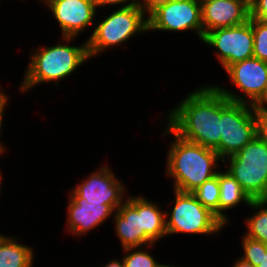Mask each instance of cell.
I'll use <instances>...</instances> for the list:
<instances>
[{
	"label": "cell",
	"mask_w": 267,
	"mask_h": 267,
	"mask_svg": "<svg viewBox=\"0 0 267 267\" xmlns=\"http://www.w3.org/2000/svg\"><path fill=\"white\" fill-rule=\"evenodd\" d=\"M198 87L168 110L163 121L180 138L215 150L221 140V92L214 85Z\"/></svg>",
	"instance_id": "6da1fadb"
},
{
	"label": "cell",
	"mask_w": 267,
	"mask_h": 267,
	"mask_svg": "<svg viewBox=\"0 0 267 267\" xmlns=\"http://www.w3.org/2000/svg\"><path fill=\"white\" fill-rule=\"evenodd\" d=\"M165 126L162 136L172 135L175 139L168 145L165 175L173 180V190L192 193L216 176L218 163L223 160L214 150L186 141Z\"/></svg>",
	"instance_id": "7a4b0ae2"
},
{
	"label": "cell",
	"mask_w": 267,
	"mask_h": 267,
	"mask_svg": "<svg viewBox=\"0 0 267 267\" xmlns=\"http://www.w3.org/2000/svg\"><path fill=\"white\" fill-rule=\"evenodd\" d=\"M61 39L65 43L31 49L30 61L28 60L24 78L19 86L20 92L25 93L38 84L51 82L57 87L61 79L71 76L90 59L87 40L83 44L73 46L71 43L75 37Z\"/></svg>",
	"instance_id": "3957f363"
},
{
	"label": "cell",
	"mask_w": 267,
	"mask_h": 267,
	"mask_svg": "<svg viewBox=\"0 0 267 267\" xmlns=\"http://www.w3.org/2000/svg\"><path fill=\"white\" fill-rule=\"evenodd\" d=\"M91 31L87 39L89 58L96 57L107 49L125 45L138 34L148 33V16L137 5L115 8Z\"/></svg>",
	"instance_id": "277c9868"
},
{
	"label": "cell",
	"mask_w": 267,
	"mask_h": 267,
	"mask_svg": "<svg viewBox=\"0 0 267 267\" xmlns=\"http://www.w3.org/2000/svg\"><path fill=\"white\" fill-rule=\"evenodd\" d=\"M222 165L252 200L267 199V144L259 137L226 157Z\"/></svg>",
	"instance_id": "5b68a950"
},
{
	"label": "cell",
	"mask_w": 267,
	"mask_h": 267,
	"mask_svg": "<svg viewBox=\"0 0 267 267\" xmlns=\"http://www.w3.org/2000/svg\"><path fill=\"white\" fill-rule=\"evenodd\" d=\"M171 201L174 206L165 211V227L168 236L175 234L214 235L220 233L224 224L208 208L204 207L191 192L174 190Z\"/></svg>",
	"instance_id": "8992f818"
},
{
	"label": "cell",
	"mask_w": 267,
	"mask_h": 267,
	"mask_svg": "<svg viewBox=\"0 0 267 267\" xmlns=\"http://www.w3.org/2000/svg\"><path fill=\"white\" fill-rule=\"evenodd\" d=\"M221 140L214 150L224 160L257 136L254 105L230 101L221 93Z\"/></svg>",
	"instance_id": "52a82bcc"
},
{
	"label": "cell",
	"mask_w": 267,
	"mask_h": 267,
	"mask_svg": "<svg viewBox=\"0 0 267 267\" xmlns=\"http://www.w3.org/2000/svg\"><path fill=\"white\" fill-rule=\"evenodd\" d=\"M225 72L230 83L242 92H232L222 86L214 85L230 101L256 105L267 90V62L252 57L230 65Z\"/></svg>",
	"instance_id": "ba28073f"
},
{
	"label": "cell",
	"mask_w": 267,
	"mask_h": 267,
	"mask_svg": "<svg viewBox=\"0 0 267 267\" xmlns=\"http://www.w3.org/2000/svg\"><path fill=\"white\" fill-rule=\"evenodd\" d=\"M215 49V56L223 69L230 65L253 57L254 39L252 19L244 24L211 30L202 40Z\"/></svg>",
	"instance_id": "9c48e42d"
},
{
	"label": "cell",
	"mask_w": 267,
	"mask_h": 267,
	"mask_svg": "<svg viewBox=\"0 0 267 267\" xmlns=\"http://www.w3.org/2000/svg\"><path fill=\"white\" fill-rule=\"evenodd\" d=\"M194 31L203 40L200 0H172L148 16V31Z\"/></svg>",
	"instance_id": "30bf717a"
},
{
	"label": "cell",
	"mask_w": 267,
	"mask_h": 267,
	"mask_svg": "<svg viewBox=\"0 0 267 267\" xmlns=\"http://www.w3.org/2000/svg\"><path fill=\"white\" fill-rule=\"evenodd\" d=\"M122 181L115 176L111 167L103 165L90 173L85 180L81 179L67 194L71 198H85L91 204L110 205L117 211L127 198V189Z\"/></svg>",
	"instance_id": "8fae6325"
},
{
	"label": "cell",
	"mask_w": 267,
	"mask_h": 267,
	"mask_svg": "<svg viewBox=\"0 0 267 267\" xmlns=\"http://www.w3.org/2000/svg\"><path fill=\"white\" fill-rule=\"evenodd\" d=\"M45 6L52 11L62 37L76 38L89 26L96 24L94 18L98 10L93 0H49Z\"/></svg>",
	"instance_id": "7c38bea8"
},
{
	"label": "cell",
	"mask_w": 267,
	"mask_h": 267,
	"mask_svg": "<svg viewBox=\"0 0 267 267\" xmlns=\"http://www.w3.org/2000/svg\"><path fill=\"white\" fill-rule=\"evenodd\" d=\"M66 231L75 236H83L100 227L113 217L115 210L106 204H91L85 198L68 197ZM95 228V229H94Z\"/></svg>",
	"instance_id": "4fadbf2b"
},
{
	"label": "cell",
	"mask_w": 267,
	"mask_h": 267,
	"mask_svg": "<svg viewBox=\"0 0 267 267\" xmlns=\"http://www.w3.org/2000/svg\"><path fill=\"white\" fill-rule=\"evenodd\" d=\"M204 35L218 28L234 27L250 19V10L240 0H200Z\"/></svg>",
	"instance_id": "5bb4252c"
},
{
	"label": "cell",
	"mask_w": 267,
	"mask_h": 267,
	"mask_svg": "<svg viewBox=\"0 0 267 267\" xmlns=\"http://www.w3.org/2000/svg\"><path fill=\"white\" fill-rule=\"evenodd\" d=\"M122 250L144 246V229L141 222V195L128 196L112 218Z\"/></svg>",
	"instance_id": "9a60e30c"
},
{
	"label": "cell",
	"mask_w": 267,
	"mask_h": 267,
	"mask_svg": "<svg viewBox=\"0 0 267 267\" xmlns=\"http://www.w3.org/2000/svg\"><path fill=\"white\" fill-rule=\"evenodd\" d=\"M218 183L220 188L219 198V219L224 225L229 223V217L225 211L240 205L242 202L249 206L253 201L249 195L241 188L240 184L226 170L218 171Z\"/></svg>",
	"instance_id": "2e32d148"
},
{
	"label": "cell",
	"mask_w": 267,
	"mask_h": 267,
	"mask_svg": "<svg viewBox=\"0 0 267 267\" xmlns=\"http://www.w3.org/2000/svg\"><path fill=\"white\" fill-rule=\"evenodd\" d=\"M141 222L144 229V246L157 244L167 236L165 227V210L158 203L148 201L141 195Z\"/></svg>",
	"instance_id": "e0dca14e"
},
{
	"label": "cell",
	"mask_w": 267,
	"mask_h": 267,
	"mask_svg": "<svg viewBox=\"0 0 267 267\" xmlns=\"http://www.w3.org/2000/svg\"><path fill=\"white\" fill-rule=\"evenodd\" d=\"M17 236L0 233V267H33L34 247L21 244Z\"/></svg>",
	"instance_id": "ac0fdd59"
},
{
	"label": "cell",
	"mask_w": 267,
	"mask_h": 267,
	"mask_svg": "<svg viewBox=\"0 0 267 267\" xmlns=\"http://www.w3.org/2000/svg\"><path fill=\"white\" fill-rule=\"evenodd\" d=\"M248 207L257 211H254L252 217L246 216L245 224L248 230L244 235L267 244V201L253 200Z\"/></svg>",
	"instance_id": "d6986e66"
},
{
	"label": "cell",
	"mask_w": 267,
	"mask_h": 267,
	"mask_svg": "<svg viewBox=\"0 0 267 267\" xmlns=\"http://www.w3.org/2000/svg\"><path fill=\"white\" fill-rule=\"evenodd\" d=\"M192 193L204 207L210 209L219 218L220 188L218 183V172L216 176L205 181Z\"/></svg>",
	"instance_id": "ffe728a7"
},
{
	"label": "cell",
	"mask_w": 267,
	"mask_h": 267,
	"mask_svg": "<svg viewBox=\"0 0 267 267\" xmlns=\"http://www.w3.org/2000/svg\"><path fill=\"white\" fill-rule=\"evenodd\" d=\"M153 245L143 246V248L134 247L123 249V253L125 252V254L122 259L125 267H160L162 264L153 255L148 253V250H144L149 247L152 248Z\"/></svg>",
	"instance_id": "44dd1931"
},
{
	"label": "cell",
	"mask_w": 267,
	"mask_h": 267,
	"mask_svg": "<svg viewBox=\"0 0 267 267\" xmlns=\"http://www.w3.org/2000/svg\"><path fill=\"white\" fill-rule=\"evenodd\" d=\"M241 237L243 254L240 256V258L246 262L252 263L255 267H257L260 265V262L267 257V244L248 238L245 235Z\"/></svg>",
	"instance_id": "7402d4cb"
},
{
	"label": "cell",
	"mask_w": 267,
	"mask_h": 267,
	"mask_svg": "<svg viewBox=\"0 0 267 267\" xmlns=\"http://www.w3.org/2000/svg\"><path fill=\"white\" fill-rule=\"evenodd\" d=\"M254 39L253 57L267 62V22L252 19Z\"/></svg>",
	"instance_id": "603a6c76"
},
{
	"label": "cell",
	"mask_w": 267,
	"mask_h": 267,
	"mask_svg": "<svg viewBox=\"0 0 267 267\" xmlns=\"http://www.w3.org/2000/svg\"><path fill=\"white\" fill-rule=\"evenodd\" d=\"M257 137L267 144V112L256 110Z\"/></svg>",
	"instance_id": "cb8c5ba5"
},
{
	"label": "cell",
	"mask_w": 267,
	"mask_h": 267,
	"mask_svg": "<svg viewBox=\"0 0 267 267\" xmlns=\"http://www.w3.org/2000/svg\"><path fill=\"white\" fill-rule=\"evenodd\" d=\"M170 1L172 0H137L136 4L149 16L159 6L167 4Z\"/></svg>",
	"instance_id": "d4e9b609"
},
{
	"label": "cell",
	"mask_w": 267,
	"mask_h": 267,
	"mask_svg": "<svg viewBox=\"0 0 267 267\" xmlns=\"http://www.w3.org/2000/svg\"><path fill=\"white\" fill-rule=\"evenodd\" d=\"M9 95L3 92V90H0V156L4 154L6 151L5 144L1 142V132H2V127H3V120H4V111L6 106L8 105L7 103L9 102Z\"/></svg>",
	"instance_id": "484cf974"
},
{
	"label": "cell",
	"mask_w": 267,
	"mask_h": 267,
	"mask_svg": "<svg viewBox=\"0 0 267 267\" xmlns=\"http://www.w3.org/2000/svg\"><path fill=\"white\" fill-rule=\"evenodd\" d=\"M94 2V5L97 9H101L102 6H105L107 7L110 6V7H114L117 5H119L118 7L116 6V8H124V7H128V6H131V5H135L137 0H93ZM121 4V5H120ZM123 4V5H122ZM112 5V6H111Z\"/></svg>",
	"instance_id": "4316f807"
},
{
	"label": "cell",
	"mask_w": 267,
	"mask_h": 267,
	"mask_svg": "<svg viewBox=\"0 0 267 267\" xmlns=\"http://www.w3.org/2000/svg\"><path fill=\"white\" fill-rule=\"evenodd\" d=\"M250 18L267 22V0H260L250 11Z\"/></svg>",
	"instance_id": "83f0119b"
},
{
	"label": "cell",
	"mask_w": 267,
	"mask_h": 267,
	"mask_svg": "<svg viewBox=\"0 0 267 267\" xmlns=\"http://www.w3.org/2000/svg\"><path fill=\"white\" fill-rule=\"evenodd\" d=\"M112 259L111 261H108L107 264H104L101 267H125L123 259H121L122 261L117 258L116 259L112 258Z\"/></svg>",
	"instance_id": "f1b7e54d"
},
{
	"label": "cell",
	"mask_w": 267,
	"mask_h": 267,
	"mask_svg": "<svg viewBox=\"0 0 267 267\" xmlns=\"http://www.w3.org/2000/svg\"><path fill=\"white\" fill-rule=\"evenodd\" d=\"M256 110H262L266 111L267 110V90L265 95L262 97V99L255 105Z\"/></svg>",
	"instance_id": "f546056e"
},
{
	"label": "cell",
	"mask_w": 267,
	"mask_h": 267,
	"mask_svg": "<svg viewBox=\"0 0 267 267\" xmlns=\"http://www.w3.org/2000/svg\"><path fill=\"white\" fill-rule=\"evenodd\" d=\"M231 267H255L252 263L244 261L242 258H239L234 261Z\"/></svg>",
	"instance_id": "4dcf8cb0"
},
{
	"label": "cell",
	"mask_w": 267,
	"mask_h": 267,
	"mask_svg": "<svg viewBox=\"0 0 267 267\" xmlns=\"http://www.w3.org/2000/svg\"><path fill=\"white\" fill-rule=\"evenodd\" d=\"M250 11L260 0H240Z\"/></svg>",
	"instance_id": "1f68e13d"
},
{
	"label": "cell",
	"mask_w": 267,
	"mask_h": 267,
	"mask_svg": "<svg viewBox=\"0 0 267 267\" xmlns=\"http://www.w3.org/2000/svg\"><path fill=\"white\" fill-rule=\"evenodd\" d=\"M257 267H267V257Z\"/></svg>",
	"instance_id": "d6a6232c"
},
{
	"label": "cell",
	"mask_w": 267,
	"mask_h": 267,
	"mask_svg": "<svg viewBox=\"0 0 267 267\" xmlns=\"http://www.w3.org/2000/svg\"><path fill=\"white\" fill-rule=\"evenodd\" d=\"M2 174H3L2 171H0V192L2 191V190H1V188H2V187H1V184H2V180H3V178H4ZM0 194H1V193H0Z\"/></svg>",
	"instance_id": "836d02e7"
},
{
	"label": "cell",
	"mask_w": 267,
	"mask_h": 267,
	"mask_svg": "<svg viewBox=\"0 0 267 267\" xmlns=\"http://www.w3.org/2000/svg\"><path fill=\"white\" fill-rule=\"evenodd\" d=\"M160 267H180V266H176V265L172 266V265H169V264H166V263L165 264L162 263V265Z\"/></svg>",
	"instance_id": "e575fe53"
},
{
	"label": "cell",
	"mask_w": 267,
	"mask_h": 267,
	"mask_svg": "<svg viewBox=\"0 0 267 267\" xmlns=\"http://www.w3.org/2000/svg\"><path fill=\"white\" fill-rule=\"evenodd\" d=\"M40 2H42V4H46L49 0H39Z\"/></svg>",
	"instance_id": "d590c367"
}]
</instances>
